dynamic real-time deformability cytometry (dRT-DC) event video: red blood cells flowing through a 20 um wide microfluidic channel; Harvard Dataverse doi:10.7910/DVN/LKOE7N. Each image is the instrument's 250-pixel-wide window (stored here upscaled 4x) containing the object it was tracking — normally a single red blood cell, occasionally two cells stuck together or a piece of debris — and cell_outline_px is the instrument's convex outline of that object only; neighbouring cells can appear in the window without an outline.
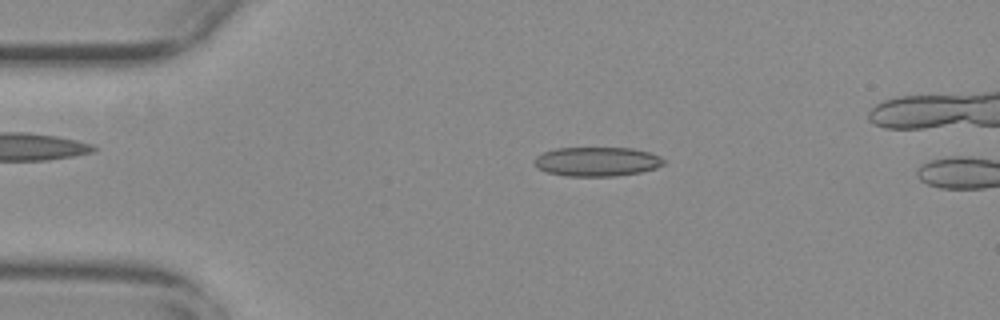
{"species": "common noctule bat (a hibernating species)", "species_latin": "Nyctalus noctula", "temperature_condition": "warm", "stored_images_in_passage": 52, "camera_frame_rate_fps": 3000, "um_per_image_px": 0.085, "animal": {"sex": "female", "body_mass_g": 29.2, "forearm_length_mm": 56.3}, "frame": {"image": 1, "passage_image": 11, "time_ms": 3.333, "image_size_px": [1000, 320], "cell_outline_px": [[664, 164], [656, 168], [640, 172], [616, 176], [568, 176], [548, 172], [540, 168], [536, 164], [536, 156], [544, 152], [556, 148], [632, 148], [648, 152], [660, 156], [664, 160]], "centroid_in_image_um": [50.78, 13.73], "position_along_channel_um": 34.2, "area_um2": 21.79}}
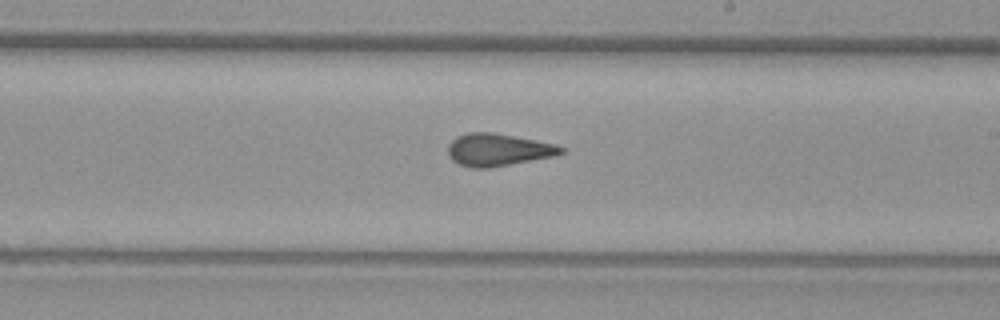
{"frame": {"image": 2, "passage_image": 31, "time_ms": 10.0, "image_size_px": [1000, 320], "cell_outline_px": [[564, 152], [556, 156], [488, 168], [472, 168], [460, 164], [452, 160], [448, 156], [448, 144], [456, 136], [468, 132], [492, 132], [556, 144], [564, 148]], "centroid_in_image_um": [42.32, 12.73], "position_along_channel_um": 246.7, "area_um2": 21.39}}
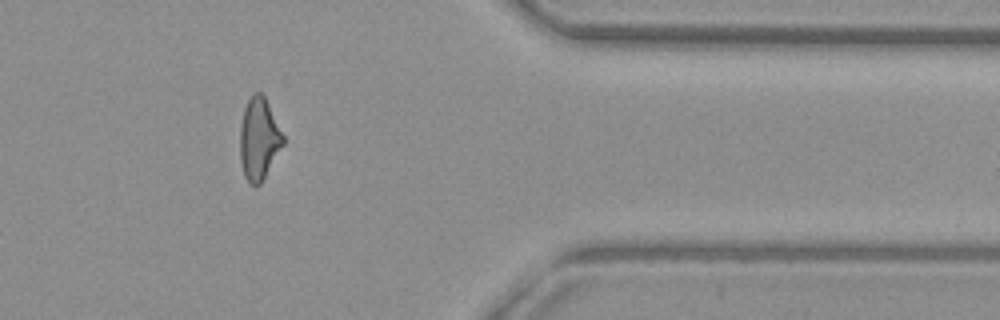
{"frame": {"image": 3, "passage_image": 44, "time_ms": 14.333, "image_size_px": [1000, 320], "cell_outline_px": [[284, 144], [260, 184], [256, 188], [248, 184], [244, 176], [240, 160], [240, 124], [244, 108], [252, 92], [260, 92], [264, 96], [284, 136]], "centroid_in_image_um": [21.99, 11.84], "position_along_channel_um": 389.4, "area_um2": 20.69}, "authors_computed_cell_mechanics": {"area_um2": 21.386, "velocity_mm_per_s": 3.8042, "shape_relaxation_time_tau1_ms": null, "shape_relaxation_time_tau2_ms": 1.639, "deformation_change_tau1": null, "deformation_change_tau2": 0.0996}}